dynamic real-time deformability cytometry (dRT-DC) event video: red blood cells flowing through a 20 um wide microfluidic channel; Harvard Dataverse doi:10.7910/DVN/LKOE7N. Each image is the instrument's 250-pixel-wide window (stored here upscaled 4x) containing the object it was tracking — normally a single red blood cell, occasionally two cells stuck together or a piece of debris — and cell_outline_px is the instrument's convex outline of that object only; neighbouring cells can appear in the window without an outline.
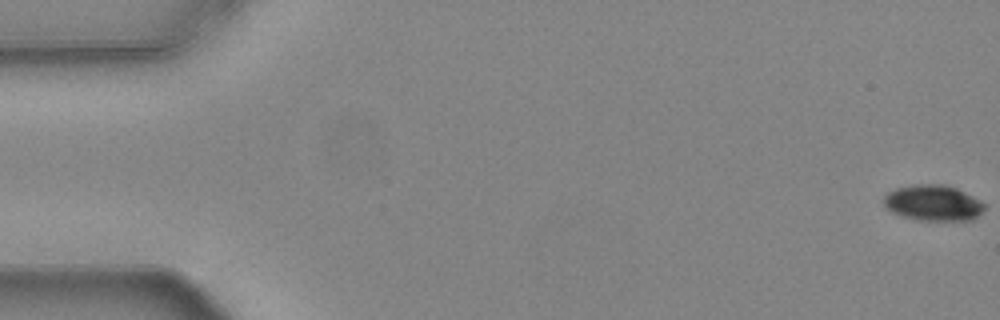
{"species": "common noctule bat (a hibernating species)", "species_latin": "Nyctalus noctula", "temperature_condition": "warm", "stored_images_in_passage": 56, "camera_frame_rate_fps": 3000, "um_per_image_px": 0.085, "animal": {"sex": "female", "body_mass_g": 24.6, "forearm_length_mm": 56.2}, "frame": {"image": 1, "passage_image": 1, "time_ms": 0.0, "image_size_px": [1000, 320], "cell_outline_px": [[984, 208], [972, 220], [916, 220], [900, 216], [884, 208], [884, 196], [888, 192], [896, 188], [916, 184], [944, 184], [956, 188], [980, 200], [984, 204]], "centroid_in_image_um": [79.27, 17.25], "position_along_channel_um": 5.7, "area_um2": 20.98}}
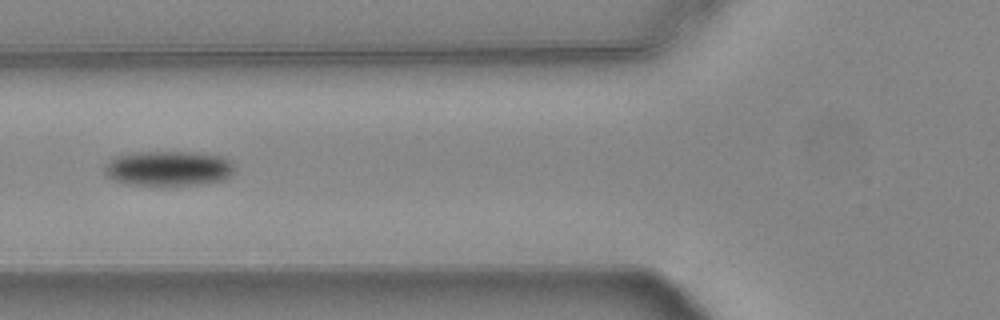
{"frame": {"image": 2, "passage_image": 22, "time_ms": 7.0, "image_size_px": [1000, 320], "cell_outline_px": [[232, 172], [224, 180], [196, 184], [124, 184], [108, 176], [104, 172], [104, 164], [112, 156], [136, 152], [196, 152], [220, 156], [228, 160], [232, 164]], "centroid_in_image_um": [14.24, 14.29], "position_along_channel_um": 111.6, "area_um2": 26.18}}
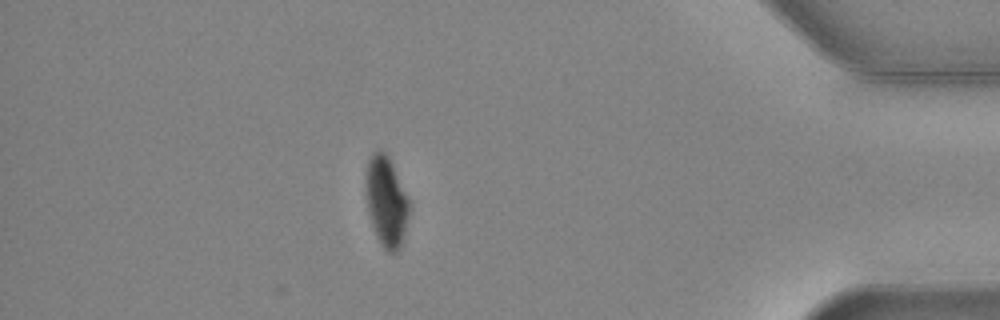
{"frame": {"image": 3, "passage_image": 49, "time_ms": 16.0, "image_size_px": [1000, 320], "cell_outline_px": [[412, 204], [400, 248], [396, 252], [388, 252], [380, 244], [376, 236], [368, 212], [368, 160], [372, 152], [380, 148], [388, 156]], "centroid_in_image_um": [32.89, 17.15], "position_along_channel_um": 402.3, "area_um2": 22.43}, "authors_computed_cell_mechanics": {"area_um2": 24.2471, "velocity_mm_per_s": 3.7473, "shape_relaxation_time_tau1_ms": 3.6785, "shape_relaxation_time_tau2_ms": null, "deformation_change_tau1": 0.1371, "deformation_change_tau2": null}}